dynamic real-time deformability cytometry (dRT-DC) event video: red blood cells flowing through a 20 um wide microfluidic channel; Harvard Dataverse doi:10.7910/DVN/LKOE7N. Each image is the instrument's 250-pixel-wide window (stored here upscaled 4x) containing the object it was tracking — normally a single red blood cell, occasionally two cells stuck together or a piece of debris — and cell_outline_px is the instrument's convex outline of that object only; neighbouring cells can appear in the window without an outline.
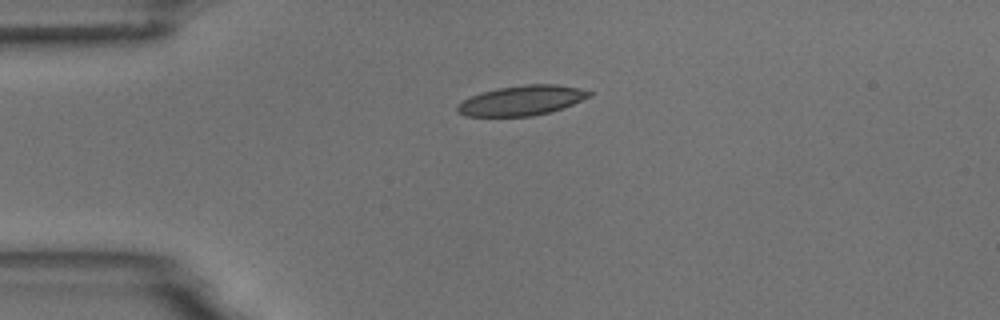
{"species": "common noctule bat (a hibernating species)", "species_latin": "Nyctalus noctula", "temperature_condition": "room temperature", "stored_images_in_passage": 11, "camera_frame_rate_fps": 3000, "um_per_image_px": 0.085, "animal": {"sex": "male", "body_mass_g": 18.8}, "frame": {"image": 1, "passage_image": 1, "time_ms": 0.0, "image_size_px": [1000, 320], "cell_outline_px": [[592, 96], [572, 104], [548, 112], [532, 116], [464, 116], [456, 108], [456, 104], [472, 96], [484, 92], [500, 88], [524, 84], [556, 84], [576, 88], [592, 92]], "centroid_in_image_um": [44.34, 8.54], "position_along_channel_um": 40.7, "area_um2": 22.54}}
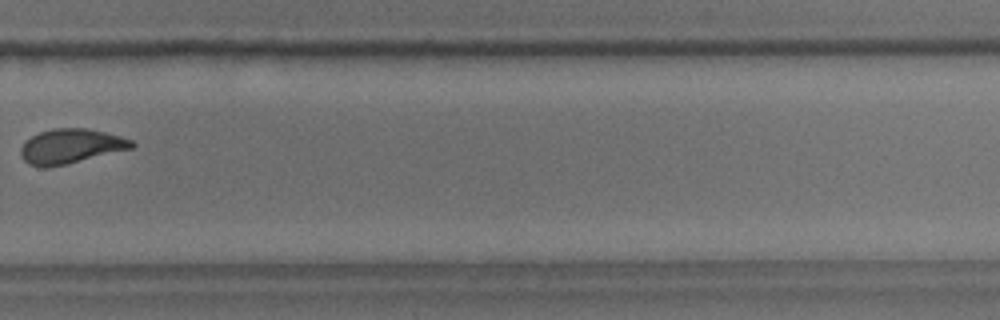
{"frame": {"image": 2, "passage_image": 8, "time_ms": 8.333, "image_size_px": [1000, 320], "cell_outline_px": [[136, 144], [132, 148], [68, 164], [48, 168], [40, 168], [28, 164], [20, 156], [20, 148], [32, 136], [40, 132], [52, 128], [88, 128], [120, 136], [132, 140]], "centroid_in_image_um": [6.0, 12.44], "position_along_channel_um": 323.8, "area_um2": 22.48}}
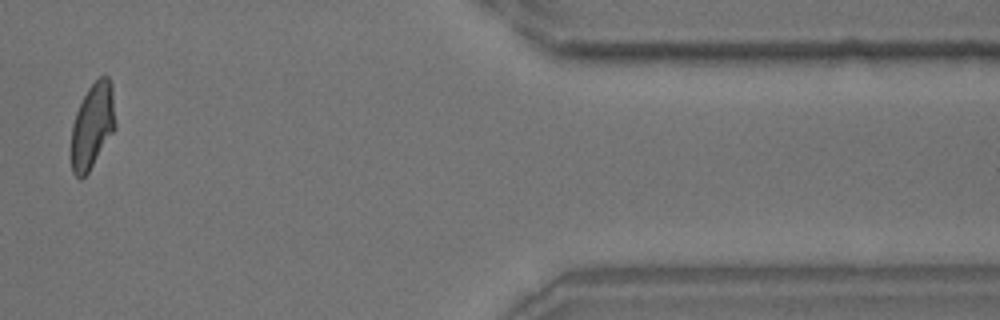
{"frame": {"image": 3, "passage_image": 10, "time_ms": 11.667, "image_size_px": [1000, 320], "cell_outline_px": [[116, 128], [88, 172], [80, 180], [72, 172], [72, 124], [76, 112], [88, 88], [100, 76], [108, 76], [112, 84], [116, 124]], "centroid_in_image_um": [7.88, 10.67], "position_along_channel_um": 403.5, "area_um2": 21.79}, "authors_computed_cell_mechanics": {"area_um2": 22.4842, "velocity_mm_per_s": 3.7079, "shape_relaxation_time_tau1_ms": 7.9853, "shape_relaxation_time_tau2_ms": 1.0369, "deformation_change_tau1": 0.1911, "deformation_change_tau2": 0.0707}}